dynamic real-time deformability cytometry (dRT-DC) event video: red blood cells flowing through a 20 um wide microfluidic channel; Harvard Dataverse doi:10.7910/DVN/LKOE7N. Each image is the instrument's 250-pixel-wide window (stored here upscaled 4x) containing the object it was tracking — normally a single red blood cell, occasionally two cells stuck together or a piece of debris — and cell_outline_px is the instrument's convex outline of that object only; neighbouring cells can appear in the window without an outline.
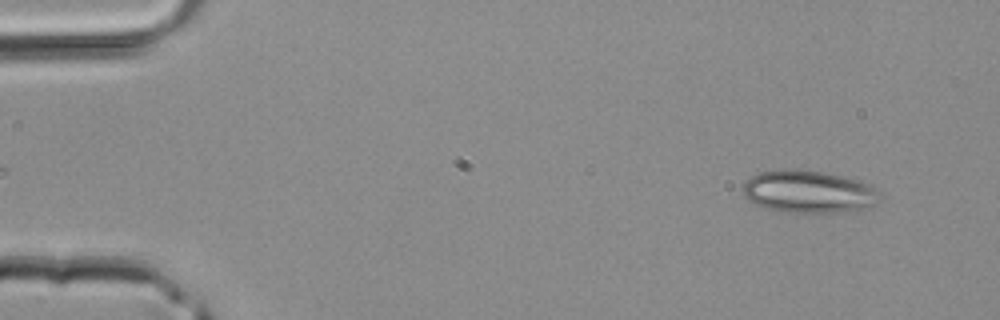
{"species": "common noctule bat (a hibernating species)", "species_latin": "Nyctalus noctula", "temperature_condition": "room temperature", "stored_images_in_passage": 41, "camera_frame_rate_fps": 3000, "um_per_image_px": 0.085, "animal": {"sex": "male", "body_mass_g": 20.4}, "frame": {"image": 1, "passage_image": 3, "time_ms": 0.667, "image_size_px": [1000, 320], "cell_outline_px": [[884, 196], [876, 204], [860, 208], [840, 212], [788, 212], [764, 208], [748, 200], [744, 196], [744, 184], [752, 176], [760, 172], [780, 168], [796, 168], [824, 172], [844, 176], [860, 180], [868, 184]], "centroid_in_image_um": [68.74, 16.27], "position_along_channel_um": 16.3, "area_um2": 34.04}}
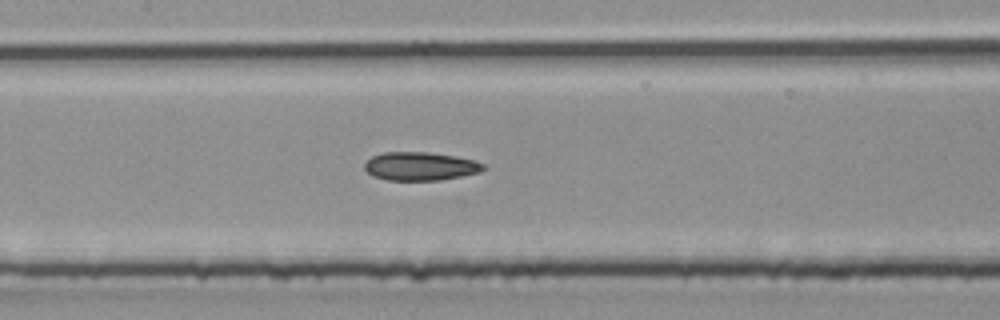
{"frame": {"image": 2, "passage_image": 19, "time_ms": 6.0, "image_size_px": [1000, 320], "cell_outline_px": [[488, 168], [480, 172], [440, 180], [388, 180], [372, 176], [364, 168], [364, 164], [372, 156], [384, 152], [428, 152], [452, 156], [472, 160], [484, 164]], "centroid_in_image_um": [35.71, 14.13], "position_along_channel_um": 171.7, "area_um2": 19.54}}
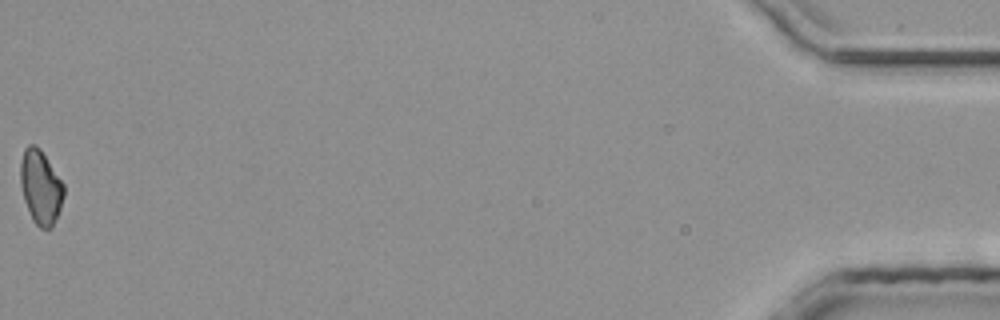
{"frame": {"image": 3, "passage_image": 41, "time_ms": 13.333, "image_size_px": [1000, 320], "cell_outline_px": [[64, 196], [60, 208], [52, 228], [40, 228], [32, 220], [24, 200], [20, 184], [20, 160], [24, 148], [28, 144], [36, 144], [40, 148], [64, 184]], "centroid_in_image_um": [3.44, 15.88], "position_along_channel_um": 431.8, "area_um2": 18.84}}